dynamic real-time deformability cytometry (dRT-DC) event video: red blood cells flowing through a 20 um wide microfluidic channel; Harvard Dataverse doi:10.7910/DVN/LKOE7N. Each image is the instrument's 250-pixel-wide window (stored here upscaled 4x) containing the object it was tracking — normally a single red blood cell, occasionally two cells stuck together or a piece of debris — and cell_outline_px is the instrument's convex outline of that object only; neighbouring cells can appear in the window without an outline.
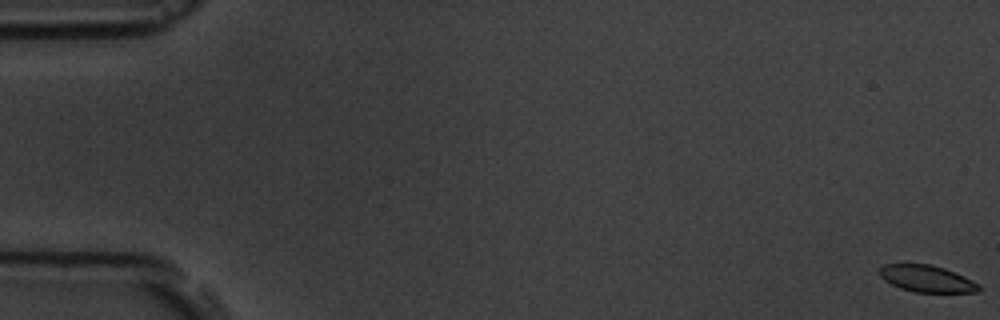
{"species": "common noctule bat (a hibernating species)", "species_latin": "Nyctalus noctula", "temperature_condition": "room temperature", "stored_images_in_passage": 8, "segment_of_instrument_passage": [1, 2], "camera_frame_rate_fps": 3000, "um_per_image_px": 0.085, "animal": {"sex": "male", "body_mass_g": 19.5, "forearm_length_mm": 54.6}, "frame": {"image": 1, "passage_image": 1, "time_ms": 0.0, "image_size_px": [1000, 320], "cell_outline_px": [[984, 288], [976, 292], [912, 292], [900, 288], [884, 280], [880, 276], [880, 268], [884, 264], [932, 264], [944, 268], [964, 276], [980, 284]], "centroid_in_image_um": [78.81, 23.69], "position_along_channel_um": 6.2, "area_um2": 15.55}}